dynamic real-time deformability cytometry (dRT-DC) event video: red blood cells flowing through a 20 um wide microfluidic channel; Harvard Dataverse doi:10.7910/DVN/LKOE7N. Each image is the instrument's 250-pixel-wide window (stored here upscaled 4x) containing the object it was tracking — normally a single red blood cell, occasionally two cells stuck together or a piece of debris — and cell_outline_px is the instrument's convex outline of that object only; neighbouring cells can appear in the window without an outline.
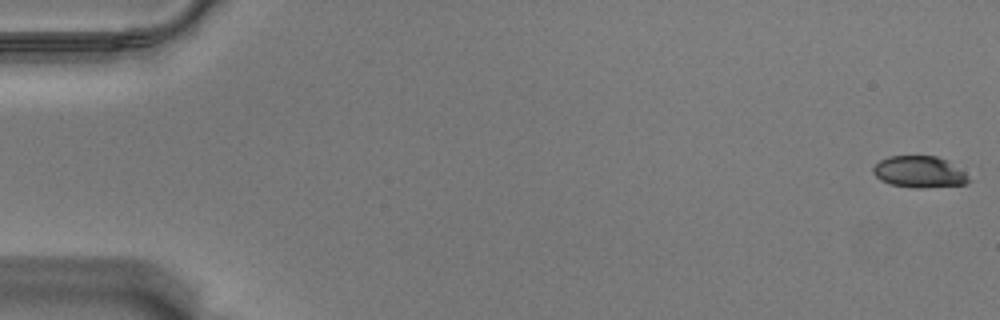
{"species": "Egyptian fruit bat (a non-hibernating species)", "species_latin": "Rousettus aegyptiacus", "temperature_condition": "warm", "stored_images_in_passage": 58, "camera_frame_rate_fps": 3000, "um_per_image_px": 0.085, "animal": {"sex": "male"}, "frame": {"image": 1, "passage_image": 1, "time_ms": 0.0, "image_size_px": [1000, 320], "cell_outline_px": [[972, 180], [964, 184], [924, 188], [912, 188], [888, 184], [880, 180], [872, 172], [872, 168], [880, 160], [888, 156], [936, 156], [948, 160], [964, 172]], "centroid_in_image_um": [78.13, 14.62], "position_along_channel_um": 6.9, "area_um2": 17.74}}
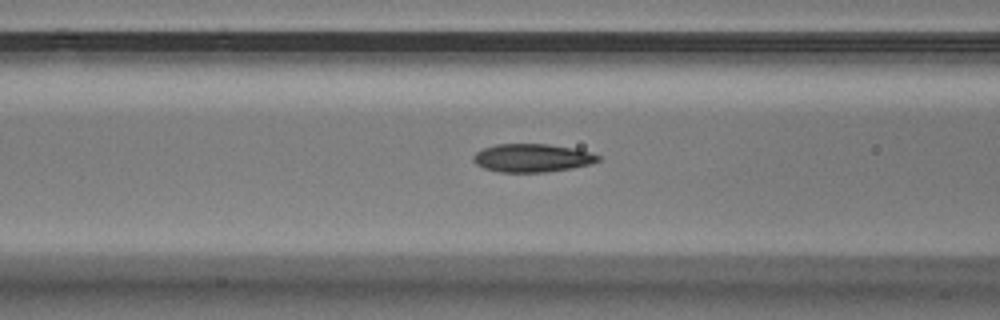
{"frame": {"image": 2, "passage_image": 24, "time_ms": 7.667, "image_size_px": [1000, 320], "cell_outline_px": [[600, 160], [592, 164], [572, 168], [544, 172], [500, 172], [484, 168], [476, 164], [472, 160], [472, 156], [476, 152], [484, 148], [496, 144], [548, 144], [572, 148], [588, 152], [600, 156]], "centroid_in_image_um": [45.21, 13.43], "position_along_channel_um": 121.4, "area_um2": 20.46}}
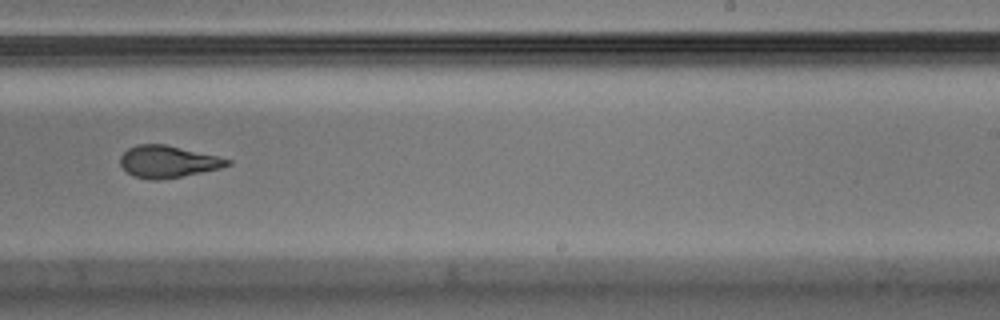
{"frame": {"image": 3, "passage_image": 37, "time_ms": 12.0, "image_size_px": [1000, 320], "cell_outline_px": [[232, 164], [220, 168], [180, 176], [156, 180], [152, 180], [132, 176], [120, 164], [120, 156], [128, 148], [140, 144], [164, 144], [216, 156], [232, 160]], "centroid_in_image_um": [14.24, 13.74], "position_along_channel_um": 274.8, "area_um2": 19.59}, "authors_computed_cell_mechanics": {"area_um2": 20.1433, "velocity_mm_per_s": 3.546, "shape_relaxation_time_tau1_ms": null, "shape_relaxation_time_tau2_ms": 2.1285, "deformation_change_tau1": null, "deformation_change_tau2": 0.0964}}